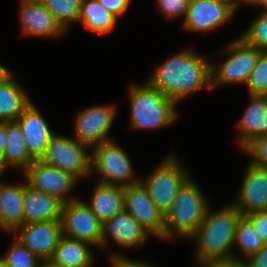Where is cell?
Here are the masks:
<instances>
[{
    "mask_svg": "<svg viewBox=\"0 0 267 267\" xmlns=\"http://www.w3.org/2000/svg\"><path fill=\"white\" fill-rule=\"evenodd\" d=\"M148 83L176 103L206 86L211 89V64L198 53L182 51L159 65Z\"/></svg>",
    "mask_w": 267,
    "mask_h": 267,
    "instance_id": "1",
    "label": "cell"
},
{
    "mask_svg": "<svg viewBox=\"0 0 267 267\" xmlns=\"http://www.w3.org/2000/svg\"><path fill=\"white\" fill-rule=\"evenodd\" d=\"M209 211L208 209L197 232L191 237L198 245L195 256L197 261L235 260L243 262L230 253L242 214L233 204L215 213Z\"/></svg>",
    "mask_w": 267,
    "mask_h": 267,
    "instance_id": "2",
    "label": "cell"
},
{
    "mask_svg": "<svg viewBox=\"0 0 267 267\" xmlns=\"http://www.w3.org/2000/svg\"><path fill=\"white\" fill-rule=\"evenodd\" d=\"M209 204L198 185L189 179L178 191L170 210L164 216L163 239L173 236L191 238L201 225Z\"/></svg>",
    "mask_w": 267,
    "mask_h": 267,
    "instance_id": "3",
    "label": "cell"
},
{
    "mask_svg": "<svg viewBox=\"0 0 267 267\" xmlns=\"http://www.w3.org/2000/svg\"><path fill=\"white\" fill-rule=\"evenodd\" d=\"M131 126L151 129L170 125L177 119L175 102L148 82L130 88Z\"/></svg>",
    "mask_w": 267,
    "mask_h": 267,
    "instance_id": "4",
    "label": "cell"
},
{
    "mask_svg": "<svg viewBox=\"0 0 267 267\" xmlns=\"http://www.w3.org/2000/svg\"><path fill=\"white\" fill-rule=\"evenodd\" d=\"M179 163L175 156L170 155L140 181L163 216L170 210L178 191L190 179Z\"/></svg>",
    "mask_w": 267,
    "mask_h": 267,
    "instance_id": "5",
    "label": "cell"
},
{
    "mask_svg": "<svg viewBox=\"0 0 267 267\" xmlns=\"http://www.w3.org/2000/svg\"><path fill=\"white\" fill-rule=\"evenodd\" d=\"M230 56L220 69L211 64V89L223 84H246L257 65L261 51L248 45L241 37L231 42L225 49ZM215 85V86H214Z\"/></svg>",
    "mask_w": 267,
    "mask_h": 267,
    "instance_id": "6",
    "label": "cell"
},
{
    "mask_svg": "<svg viewBox=\"0 0 267 267\" xmlns=\"http://www.w3.org/2000/svg\"><path fill=\"white\" fill-rule=\"evenodd\" d=\"M91 168L102 175L100 183L127 187L140 182L135 180L133 166L126 152L114 139L93 147Z\"/></svg>",
    "mask_w": 267,
    "mask_h": 267,
    "instance_id": "7",
    "label": "cell"
},
{
    "mask_svg": "<svg viewBox=\"0 0 267 267\" xmlns=\"http://www.w3.org/2000/svg\"><path fill=\"white\" fill-rule=\"evenodd\" d=\"M88 146L76 139L54 134L40 161L70 173L77 179L91 173V154L84 151Z\"/></svg>",
    "mask_w": 267,
    "mask_h": 267,
    "instance_id": "8",
    "label": "cell"
},
{
    "mask_svg": "<svg viewBox=\"0 0 267 267\" xmlns=\"http://www.w3.org/2000/svg\"><path fill=\"white\" fill-rule=\"evenodd\" d=\"M61 224L63 236L101 247L102 223L86 202L75 199L64 203Z\"/></svg>",
    "mask_w": 267,
    "mask_h": 267,
    "instance_id": "9",
    "label": "cell"
},
{
    "mask_svg": "<svg viewBox=\"0 0 267 267\" xmlns=\"http://www.w3.org/2000/svg\"><path fill=\"white\" fill-rule=\"evenodd\" d=\"M23 175L28 182V187L35 191L55 196L64 203L76 199L68 196L71 188L78 180L70 173L47 165L40 160H35L23 171Z\"/></svg>",
    "mask_w": 267,
    "mask_h": 267,
    "instance_id": "10",
    "label": "cell"
},
{
    "mask_svg": "<svg viewBox=\"0 0 267 267\" xmlns=\"http://www.w3.org/2000/svg\"><path fill=\"white\" fill-rule=\"evenodd\" d=\"M124 210L150 234L163 239L164 216L141 182L124 188Z\"/></svg>",
    "mask_w": 267,
    "mask_h": 267,
    "instance_id": "11",
    "label": "cell"
},
{
    "mask_svg": "<svg viewBox=\"0 0 267 267\" xmlns=\"http://www.w3.org/2000/svg\"><path fill=\"white\" fill-rule=\"evenodd\" d=\"M115 112L116 107L113 105H93L81 111L76 116L75 139L89 147L112 140L107 135Z\"/></svg>",
    "mask_w": 267,
    "mask_h": 267,
    "instance_id": "12",
    "label": "cell"
},
{
    "mask_svg": "<svg viewBox=\"0 0 267 267\" xmlns=\"http://www.w3.org/2000/svg\"><path fill=\"white\" fill-rule=\"evenodd\" d=\"M15 233V238L41 261H48L62 236V224L61 220L23 224Z\"/></svg>",
    "mask_w": 267,
    "mask_h": 267,
    "instance_id": "13",
    "label": "cell"
},
{
    "mask_svg": "<svg viewBox=\"0 0 267 267\" xmlns=\"http://www.w3.org/2000/svg\"><path fill=\"white\" fill-rule=\"evenodd\" d=\"M235 10L228 0H189L183 26L189 31H211L220 27L234 15Z\"/></svg>",
    "mask_w": 267,
    "mask_h": 267,
    "instance_id": "14",
    "label": "cell"
},
{
    "mask_svg": "<svg viewBox=\"0 0 267 267\" xmlns=\"http://www.w3.org/2000/svg\"><path fill=\"white\" fill-rule=\"evenodd\" d=\"M239 195L233 205L242 216L267 211V169L249 162Z\"/></svg>",
    "mask_w": 267,
    "mask_h": 267,
    "instance_id": "15",
    "label": "cell"
},
{
    "mask_svg": "<svg viewBox=\"0 0 267 267\" xmlns=\"http://www.w3.org/2000/svg\"><path fill=\"white\" fill-rule=\"evenodd\" d=\"M26 143V149L34 160H40L45 154L54 133L49 129L46 120L37 107L31 103L17 118Z\"/></svg>",
    "mask_w": 267,
    "mask_h": 267,
    "instance_id": "16",
    "label": "cell"
},
{
    "mask_svg": "<svg viewBox=\"0 0 267 267\" xmlns=\"http://www.w3.org/2000/svg\"><path fill=\"white\" fill-rule=\"evenodd\" d=\"M20 18L24 35L59 37L65 32L39 0H21Z\"/></svg>",
    "mask_w": 267,
    "mask_h": 267,
    "instance_id": "17",
    "label": "cell"
},
{
    "mask_svg": "<svg viewBox=\"0 0 267 267\" xmlns=\"http://www.w3.org/2000/svg\"><path fill=\"white\" fill-rule=\"evenodd\" d=\"M148 234L128 212L123 210L110 220L102 224L101 247L107 244V236L111 235L114 241L124 247H137L147 240Z\"/></svg>",
    "mask_w": 267,
    "mask_h": 267,
    "instance_id": "18",
    "label": "cell"
},
{
    "mask_svg": "<svg viewBox=\"0 0 267 267\" xmlns=\"http://www.w3.org/2000/svg\"><path fill=\"white\" fill-rule=\"evenodd\" d=\"M23 224L61 220L64 202L59 198L26 187Z\"/></svg>",
    "mask_w": 267,
    "mask_h": 267,
    "instance_id": "19",
    "label": "cell"
},
{
    "mask_svg": "<svg viewBox=\"0 0 267 267\" xmlns=\"http://www.w3.org/2000/svg\"><path fill=\"white\" fill-rule=\"evenodd\" d=\"M251 104L237 124L241 136L238 144L244 150L256 138L267 135V99L265 96L250 95Z\"/></svg>",
    "mask_w": 267,
    "mask_h": 267,
    "instance_id": "20",
    "label": "cell"
},
{
    "mask_svg": "<svg viewBox=\"0 0 267 267\" xmlns=\"http://www.w3.org/2000/svg\"><path fill=\"white\" fill-rule=\"evenodd\" d=\"M27 186V183H0V228L8 233L23 225V199Z\"/></svg>",
    "mask_w": 267,
    "mask_h": 267,
    "instance_id": "21",
    "label": "cell"
},
{
    "mask_svg": "<svg viewBox=\"0 0 267 267\" xmlns=\"http://www.w3.org/2000/svg\"><path fill=\"white\" fill-rule=\"evenodd\" d=\"M124 188L98 182L87 205L102 224L124 210Z\"/></svg>",
    "mask_w": 267,
    "mask_h": 267,
    "instance_id": "22",
    "label": "cell"
},
{
    "mask_svg": "<svg viewBox=\"0 0 267 267\" xmlns=\"http://www.w3.org/2000/svg\"><path fill=\"white\" fill-rule=\"evenodd\" d=\"M89 245L62 235L49 261L59 267H90L94 258Z\"/></svg>",
    "mask_w": 267,
    "mask_h": 267,
    "instance_id": "23",
    "label": "cell"
},
{
    "mask_svg": "<svg viewBox=\"0 0 267 267\" xmlns=\"http://www.w3.org/2000/svg\"><path fill=\"white\" fill-rule=\"evenodd\" d=\"M31 103L13 74L0 83V123L16 121Z\"/></svg>",
    "mask_w": 267,
    "mask_h": 267,
    "instance_id": "24",
    "label": "cell"
},
{
    "mask_svg": "<svg viewBox=\"0 0 267 267\" xmlns=\"http://www.w3.org/2000/svg\"><path fill=\"white\" fill-rule=\"evenodd\" d=\"M7 165L27 169L35 160L29 155L21 127L16 121L7 122V140L3 151Z\"/></svg>",
    "mask_w": 267,
    "mask_h": 267,
    "instance_id": "25",
    "label": "cell"
},
{
    "mask_svg": "<svg viewBox=\"0 0 267 267\" xmlns=\"http://www.w3.org/2000/svg\"><path fill=\"white\" fill-rule=\"evenodd\" d=\"M117 19L97 0H83L78 21H82L86 29L92 32L105 34L113 30Z\"/></svg>",
    "mask_w": 267,
    "mask_h": 267,
    "instance_id": "26",
    "label": "cell"
},
{
    "mask_svg": "<svg viewBox=\"0 0 267 267\" xmlns=\"http://www.w3.org/2000/svg\"><path fill=\"white\" fill-rule=\"evenodd\" d=\"M234 243L241 248L245 258L258 252L265 244L253 223L246 216H242L238 222Z\"/></svg>",
    "mask_w": 267,
    "mask_h": 267,
    "instance_id": "27",
    "label": "cell"
},
{
    "mask_svg": "<svg viewBox=\"0 0 267 267\" xmlns=\"http://www.w3.org/2000/svg\"><path fill=\"white\" fill-rule=\"evenodd\" d=\"M66 31L68 23L79 19L83 0H39Z\"/></svg>",
    "mask_w": 267,
    "mask_h": 267,
    "instance_id": "28",
    "label": "cell"
},
{
    "mask_svg": "<svg viewBox=\"0 0 267 267\" xmlns=\"http://www.w3.org/2000/svg\"><path fill=\"white\" fill-rule=\"evenodd\" d=\"M9 252L2 258L7 267H39V258L15 238Z\"/></svg>",
    "mask_w": 267,
    "mask_h": 267,
    "instance_id": "29",
    "label": "cell"
},
{
    "mask_svg": "<svg viewBox=\"0 0 267 267\" xmlns=\"http://www.w3.org/2000/svg\"><path fill=\"white\" fill-rule=\"evenodd\" d=\"M240 37L248 45L267 53V13L261 12Z\"/></svg>",
    "mask_w": 267,
    "mask_h": 267,
    "instance_id": "30",
    "label": "cell"
},
{
    "mask_svg": "<svg viewBox=\"0 0 267 267\" xmlns=\"http://www.w3.org/2000/svg\"><path fill=\"white\" fill-rule=\"evenodd\" d=\"M249 95L267 94V53L262 52L246 83Z\"/></svg>",
    "mask_w": 267,
    "mask_h": 267,
    "instance_id": "31",
    "label": "cell"
},
{
    "mask_svg": "<svg viewBox=\"0 0 267 267\" xmlns=\"http://www.w3.org/2000/svg\"><path fill=\"white\" fill-rule=\"evenodd\" d=\"M243 151L251 156L250 163L267 169V135L256 138Z\"/></svg>",
    "mask_w": 267,
    "mask_h": 267,
    "instance_id": "32",
    "label": "cell"
},
{
    "mask_svg": "<svg viewBox=\"0 0 267 267\" xmlns=\"http://www.w3.org/2000/svg\"><path fill=\"white\" fill-rule=\"evenodd\" d=\"M158 7L167 18L185 16L189 0H157Z\"/></svg>",
    "mask_w": 267,
    "mask_h": 267,
    "instance_id": "33",
    "label": "cell"
},
{
    "mask_svg": "<svg viewBox=\"0 0 267 267\" xmlns=\"http://www.w3.org/2000/svg\"><path fill=\"white\" fill-rule=\"evenodd\" d=\"M254 225L257 233L267 243V211H258L246 216Z\"/></svg>",
    "mask_w": 267,
    "mask_h": 267,
    "instance_id": "34",
    "label": "cell"
},
{
    "mask_svg": "<svg viewBox=\"0 0 267 267\" xmlns=\"http://www.w3.org/2000/svg\"><path fill=\"white\" fill-rule=\"evenodd\" d=\"M104 8L117 18L124 14L131 0H97Z\"/></svg>",
    "mask_w": 267,
    "mask_h": 267,
    "instance_id": "35",
    "label": "cell"
},
{
    "mask_svg": "<svg viewBox=\"0 0 267 267\" xmlns=\"http://www.w3.org/2000/svg\"><path fill=\"white\" fill-rule=\"evenodd\" d=\"M242 263L244 267H267V243Z\"/></svg>",
    "mask_w": 267,
    "mask_h": 267,
    "instance_id": "36",
    "label": "cell"
},
{
    "mask_svg": "<svg viewBox=\"0 0 267 267\" xmlns=\"http://www.w3.org/2000/svg\"><path fill=\"white\" fill-rule=\"evenodd\" d=\"M111 263V265H113L112 267H153L151 264L149 265V263L147 264L145 262L131 261L120 254L113 255L111 258Z\"/></svg>",
    "mask_w": 267,
    "mask_h": 267,
    "instance_id": "37",
    "label": "cell"
},
{
    "mask_svg": "<svg viewBox=\"0 0 267 267\" xmlns=\"http://www.w3.org/2000/svg\"><path fill=\"white\" fill-rule=\"evenodd\" d=\"M200 267H244L242 262L235 260L226 261H198Z\"/></svg>",
    "mask_w": 267,
    "mask_h": 267,
    "instance_id": "38",
    "label": "cell"
},
{
    "mask_svg": "<svg viewBox=\"0 0 267 267\" xmlns=\"http://www.w3.org/2000/svg\"><path fill=\"white\" fill-rule=\"evenodd\" d=\"M7 140V122L0 123V149L4 151Z\"/></svg>",
    "mask_w": 267,
    "mask_h": 267,
    "instance_id": "39",
    "label": "cell"
},
{
    "mask_svg": "<svg viewBox=\"0 0 267 267\" xmlns=\"http://www.w3.org/2000/svg\"><path fill=\"white\" fill-rule=\"evenodd\" d=\"M238 1H243L245 3H250L252 5L260 6L263 3V0H228V2L232 5L233 9L236 11V7L238 5Z\"/></svg>",
    "mask_w": 267,
    "mask_h": 267,
    "instance_id": "40",
    "label": "cell"
},
{
    "mask_svg": "<svg viewBox=\"0 0 267 267\" xmlns=\"http://www.w3.org/2000/svg\"><path fill=\"white\" fill-rule=\"evenodd\" d=\"M11 74L12 72H10L6 67L0 64V83H2Z\"/></svg>",
    "mask_w": 267,
    "mask_h": 267,
    "instance_id": "41",
    "label": "cell"
},
{
    "mask_svg": "<svg viewBox=\"0 0 267 267\" xmlns=\"http://www.w3.org/2000/svg\"><path fill=\"white\" fill-rule=\"evenodd\" d=\"M4 170H5L4 154H3V150L0 149V171L3 173Z\"/></svg>",
    "mask_w": 267,
    "mask_h": 267,
    "instance_id": "42",
    "label": "cell"
},
{
    "mask_svg": "<svg viewBox=\"0 0 267 267\" xmlns=\"http://www.w3.org/2000/svg\"><path fill=\"white\" fill-rule=\"evenodd\" d=\"M39 267H59L57 265H54L51 261H41Z\"/></svg>",
    "mask_w": 267,
    "mask_h": 267,
    "instance_id": "43",
    "label": "cell"
},
{
    "mask_svg": "<svg viewBox=\"0 0 267 267\" xmlns=\"http://www.w3.org/2000/svg\"><path fill=\"white\" fill-rule=\"evenodd\" d=\"M261 6H263V8H264V10L262 12L267 13V0H263V3Z\"/></svg>",
    "mask_w": 267,
    "mask_h": 267,
    "instance_id": "44",
    "label": "cell"
},
{
    "mask_svg": "<svg viewBox=\"0 0 267 267\" xmlns=\"http://www.w3.org/2000/svg\"><path fill=\"white\" fill-rule=\"evenodd\" d=\"M0 267H7L5 261L2 257L0 258Z\"/></svg>",
    "mask_w": 267,
    "mask_h": 267,
    "instance_id": "45",
    "label": "cell"
},
{
    "mask_svg": "<svg viewBox=\"0 0 267 267\" xmlns=\"http://www.w3.org/2000/svg\"><path fill=\"white\" fill-rule=\"evenodd\" d=\"M193 1H218V0H193Z\"/></svg>",
    "mask_w": 267,
    "mask_h": 267,
    "instance_id": "46",
    "label": "cell"
}]
</instances>
